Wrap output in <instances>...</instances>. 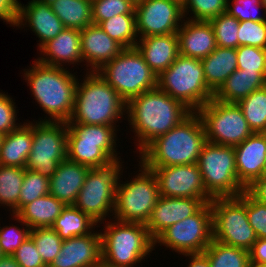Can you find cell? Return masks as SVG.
Returning <instances> with one entry per match:
<instances>
[{"instance_id": "cell-50", "label": "cell", "mask_w": 266, "mask_h": 267, "mask_svg": "<svg viewBox=\"0 0 266 267\" xmlns=\"http://www.w3.org/2000/svg\"><path fill=\"white\" fill-rule=\"evenodd\" d=\"M250 262L266 265V238H257L249 250Z\"/></svg>"}, {"instance_id": "cell-37", "label": "cell", "mask_w": 266, "mask_h": 267, "mask_svg": "<svg viewBox=\"0 0 266 267\" xmlns=\"http://www.w3.org/2000/svg\"><path fill=\"white\" fill-rule=\"evenodd\" d=\"M30 237L36 244L44 264L48 267L61 250L63 239L51 227L33 228Z\"/></svg>"}, {"instance_id": "cell-51", "label": "cell", "mask_w": 266, "mask_h": 267, "mask_svg": "<svg viewBox=\"0 0 266 267\" xmlns=\"http://www.w3.org/2000/svg\"><path fill=\"white\" fill-rule=\"evenodd\" d=\"M255 199L266 204V174L246 189Z\"/></svg>"}, {"instance_id": "cell-10", "label": "cell", "mask_w": 266, "mask_h": 267, "mask_svg": "<svg viewBox=\"0 0 266 267\" xmlns=\"http://www.w3.org/2000/svg\"><path fill=\"white\" fill-rule=\"evenodd\" d=\"M138 167L139 173L133 176L132 180L127 183L120 180L111 220L143 224L149 220L153 207L160 197L158 183L151 170L140 162Z\"/></svg>"}, {"instance_id": "cell-26", "label": "cell", "mask_w": 266, "mask_h": 267, "mask_svg": "<svg viewBox=\"0 0 266 267\" xmlns=\"http://www.w3.org/2000/svg\"><path fill=\"white\" fill-rule=\"evenodd\" d=\"M136 48L150 69L158 76L179 55L178 36L177 33H173L142 37L137 41Z\"/></svg>"}, {"instance_id": "cell-16", "label": "cell", "mask_w": 266, "mask_h": 267, "mask_svg": "<svg viewBox=\"0 0 266 267\" xmlns=\"http://www.w3.org/2000/svg\"><path fill=\"white\" fill-rule=\"evenodd\" d=\"M135 14L138 38L177 33L184 21L179 0H142L135 5Z\"/></svg>"}, {"instance_id": "cell-4", "label": "cell", "mask_w": 266, "mask_h": 267, "mask_svg": "<svg viewBox=\"0 0 266 267\" xmlns=\"http://www.w3.org/2000/svg\"><path fill=\"white\" fill-rule=\"evenodd\" d=\"M78 81L74 109L68 122L116 126L126 115V102L96 71Z\"/></svg>"}, {"instance_id": "cell-36", "label": "cell", "mask_w": 266, "mask_h": 267, "mask_svg": "<svg viewBox=\"0 0 266 267\" xmlns=\"http://www.w3.org/2000/svg\"><path fill=\"white\" fill-rule=\"evenodd\" d=\"M237 104L252 131L266 133V86L253 91Z\"/></svg>"}, {"instance_id": "cell-43", "label": "cell", "mask_w": 266, "mask_h": 267, "mask_svg": "<svg viewBox=\"0 0 266 267\" xmlns=\"http://www.w3.org/2000/svg\"><path fill=\"white\" fill-rule=\"evenodd\" d=\"M227 0L226 13L241 21H265L266 12L262 0ZM262 9V10H261ZM264 11L260 14V11ZM260 14V15H259Z\"/></svg>"}, {"instance_id": "cell-9", "label": "cell", "mask_w": 266, "mask_h": 267, "mask_svg": "<svg viewBox=\"0 0 266 267\" xmlns=\"http://www.w3.org/2000/svg\"><path fill=\"white\" fill-rule=\"evenodd\" d=\"M127 103L157 87V75L136 47L125 48L96 71Z\"/></svg>"}, {"instance_id": "cell-59", "label": "cell", "mask_w": 266, "mask_h": 267, "mask_svg": "<svg viewBox=\"0 0 266 267\" xmlns=\"http://www.w3.org/2000/svg\"><path fill=\"white\" fill-rule=\"evenodd\" d=\"M262 3H263V5H264L265 12H266V0H262Z\"/></svg>"}, {"instance_id": "cell-15", "label": "cell", "mask_w": 266, "mask_h": 267, "mask_svg": "<svg viewBox=\"0 0 266 267\" xmlns=\"http://www.w3.org/2000/svg\"><path fill=\"white\" fill-rule=\"evenodd\" d=\"M213 240L212 209L205 203L195 214L164 230L155 240L154 246L163 245L184 254L203 253Z\"/></svg>"}, {"instance_id": "cell-52", "label": "cell", "mask_w": 266, "mask_h": 267, "mask_svg": "<svg viewBox=\"0 0 266 267\" xmlns=\"http://www.w3.org/2000/svg\"><path fill=\"white\" fill-rule=\"evenodd\" d=\"M190 259L187 267H210L209 260L204 253L184 254Z\"/></svg>"}, {"instance_id": "cell-2", "label": "cell", "mask_w": 266, "mask_h": 267, "mask_svg": "<svg viewBox=\"0 0 266 267\" xmlns=\"http://www.w3.org/2000/svg\"><path fill=\"white\" fill-rule=\"evenodd\" d=\"M33 62L29 69L24 70L23 77L25 82L27 81V86H30L35 102L37 101L47 114L44 119L38 120L67 123L74 109L78 75L69 71L68 67L49 66L37 59Z\"/></svg>"}, {"instance_id": "cell-6", "label": "cell", "mask_w": 266, "mask_h": 267, "mask_svg": "<svg viewBox=\"0 0 266 267\" xmlns=\"http://www.w3.org/2000/svg\"><path fill=\"white\" fill-rule=\"evenodd\" d=\"M157 87L182 102L192 112H197L214 96V92L205 82L201 59L180 54L158 75Z\"/></svg>"}, {"instance_id": "cell-32", "label": "cell", "mask_w": 266, "mask_h": 267, "mask_svg": "<svg viewBox=\"0 0 266 267\" xmlns=\"http://www.w3.org/2000/svg\"><path fill=\"white\" fill-rule=\"evenodd\" d=\"M98 225L100 224L74 205H66L51 228L65 240L90 234Z\"/></svg>"}, {"instance_id": "cell-1", "label": "cell", "mask_w": 266, "mask_h": 267, "mask_svg": "<svg viewBox=\"0 0 266 267\" xmlns=\"http://www.w3.org/2000/svg\"><path fill=\"white\" fill-rule=\"evenodd\" d=\"M192 111L158 87L126 103L125 118L134 132L139 154L156 138L179 125ZM127 116V117H126ZM133 129V130H132Z\"/></svg>"}, {"instance_id": "cell-60", "label": "cell", "mask_w": 266, "mask_h": 267, "mask_svg": "<svg viewBox=\"0 0 266 267\" xmlns=\"http://www.w3.org/2000/svg\"><path fill=\"white\" fill-rule=\"evenodd\" d=\"M3 256V253H2V251H1V249H0V258Z\"/></svg>"}, {"instance_id": "cell-45", "label": "cell", "mask_w": 266, "mask_h": 267, "mask_svg": "<svg viewBox=\"0 0 266 267\" xmlns=\"http://www.w3.org/2000/svg\"><path fill=\"white\" fill-rule=\"evenodd\" d=\"M236 53L238 69L266 72V49L244 45L237 47Z\"/></svg>"}, {"instance_id": "cell-42", "label": "cell", "mask_w": 266, "mask_h": 267, "mask_svg": "<svg viewBox=\"0 0 266 267\" xmlns=\"http://www.w3.org/2000/svg\"><path fill=\"white\" fill-rule=\"evenodd\" d=\"M119 14H135V4L130 0H92L93 24L100 25Z\"/></svg>"}, {"instance_id": "cell-7", "label": "cell", "mask_w": 266, "mask_h": 267, "mask_svg": "<svg viewBox=\"0 0 266 267\" xmlns=\"http://www.w3.org/2000/svg\"><path fill=\"white\" fill-rule=\"evenodd\" d=\"M120 161L121 157L91 168L74 204L97 223L104 224L107 216H113L116 190L124 169Z\"/></svg>"}, {"instance_id": "cell-58", "label": "cell", "mask_w": 266, "mask_h": 267, "mask_svg": "<svg viewBox=\"0 0 266 267\" xmlns=\"http://www.w3.org/2000/svg\"><path fill=\"white\" fill-rule=\"evenodd\" d=\"M264 161H265V165H264V174H266V156H265Z\"/></svg>"}, {"instance_id": "cell-33", "label": "cell", "mask_w": 266, "mask_h": 267, "mask_svg": "<svg viewBox=\"0 0 266 267\" xmlns=\"http://www.w3.org/2000/svg\"><path fill=\"white\" fill-rule=\"evenodd\" d=\"M25 168L0 165V206L18 213V200L24 180Z\"/></svg>"}, {"instance_id": "cell-57", "label": "cell", "mask_w": 266, "mask_h": 267, "mask_svg": "<svg viewBox=\"0 0 266 267\" xmlns=\"http://www.w3.org/2000/svg\"><path fill=\"white\" fill-rule=\"evenodd\" d=\"M3 136L4 135L2 133H0V147H1V142H2Z\"/></svg>"}, {"instance_id": "cell-53", "label": "cell", "mask_w": 266, "mask_h": 267, "mask_svg": "<svg viewBox=\"0 0 266 267\" xmlns=\"http://www.w3.org/2000/svg\"><path fill=\"white\" fill-rule=\"evenodd\" d=\"M0 267H20L13 256L3 255L0 258Z\"/></svg>"}, {"instance_id": "cell-49", "label": "cell", "mask_w": 266, "mask_h": 267, "mask_svg": "<svg viewBox=\"0 0 266 267\" xmlns=\"http://www.w3.org/2000/svg\"><path fill=\"white\" fill-rule=\"evenodd\" d=\"M18 0H0V19L12 27H16L19 17Z\"/></svg>"}, {"instance_id": "cell-55", "label": "cell", "mask_w": 266, "mask_h": 267, "mask_svg": "<svg viewBox=\"0 0 266 267\" xmlns=\"http://www.w3.org/2000/svg\"><path fill=\"white\" fill-rule=\"evenodd\" d=\"M248 267H266V265L265 264L254 263V262H249Z\"/></svg>"}, {"instance_id": "cell-13", "label": "cell", "mask_w": 266, "mask_h": 267, "mask_svg": "<svg viewBox=\"0 0 266 267\" xmlns=\"http://www.w3.org/2000/svg\"><path fill=\"white\" fill-rule=\"evenodd\" d=\"M196 113L202 120L206 142L236 146L254 133L237 103L213 98Z\"/></svg>"}, {"instance_id": "cell-5", "label": "cell", "mask_w": 266, "mask_h": 267, "mask_svg": "<svg viewBox=\"0 0 266 267\" xmlns=\"http://www.w3.org/2000/svg\"><path fill=\"white\" fill-rule=\"evenodd\" d=\"M114 221V222H113ZM101 234L102 261L114 267H134L155 248L143 223L110 220Z\"/></svg>"}, {"instance_id": "cell-47", "label": "cell", "mask_w": 266, "mask_h": 267, "mask_svg": "<svg viewBox=\"0 0 266 267\" xmlns=\"http://www.w3.org/2000/svg\"><path fill=\"white\" fill-rule=\"evenodd\" d=\"M15 104L10 95H6L3 91L0 92V133L3 135L10 133L21 125V123H16L18 110H16Z\"/></svg>"}, {"instance_id": "cell-12", "label": "cell", "mask_w": 266, "mask_h": 267, "mask_svg": "<svg viewBox=\"0 0 266 267\" xmlns=\"http://www.w3.org/2000/svg\"><path fill=\"white\" fill-rule=\"evenodd\" d=\"M197 164L212 198L239 196L246 190L238 180L234 146L206 142Z\"/></svg>"}, {"instance_id": "cell-17", "label": "cell", "mask_w": 266, "mask_h": 267, "mask_svg": "<svg viewBox=\"0 0 266 267\" xmlns=\"http://www.w3.org/2000/svg\"><path fill=\"white\" fill-rule=\"evenodd\" d=\"M156 177L159 195L203 199L206 203L213 199L207 192L197 163L168 167H146Z\"/></svg>"}, {"instance_id": "cell-8", "label": "cell", "mask_w": 266, "mask_h": 267, "mask_svg": "<svg viewBox=\"0 0 266 267\" xmlns=\"http://www.w3.org/2000/svg\"><path fill=\"white\" fill-rule=\"evenodd\" d=\"M67 159L94 168L119 158L117 128L67 122Z\"/></svg>"}, {"instance_id": "cell-22", "label": "cell", "mask_w": 266, "mask_h": 267, "mask_svg": "<svg viewBox=\"0 0 266 267\" xmlns=\"http://www.w3.org/2000/svg\"><path fill=\"white\" fill-rule=\"evenodd\" d=\"M80 36L83 63L87 64L86 72L98 71L105 63L111 61L125 49L96 24L80 30Z\"/></svg>"}, {"instance_id": "cell-34", "label": "cell", "mask_w": 266, "mask_h": 267, "mask_svg": "<svg viewBox=\"0 0 266 267\" xmlns=\"http://www.w3.org/2000/svg\"><path fill=\"white\" fill-rule=\"evenodd\" d=\"M203 253L207 256L210 267H248L250 262L248 250L214 239Z\"/></svg>"}, {"instance_id": "cell-35", "label": "cell", "mask_w": 266, "mask_h": 267, "mask_svg": "<svg viewBox=\"0 0 266 267\" xmlns=\"http://www.w3.org/2000/svg\"><path fill=\"white\" fill-rule=\"evenodd\" d=\"M99 26L124 48L136 47L139 40L136 32V14H119L103 21Z\"/></svg>"}, {"instance_id": "cell-18", "label": "cell", "mask_w": 266, "mask_h": 267, "mask_svg": "<svg viewBox=\"0 0 266 267\" xmlns=\"http://www.w3.org/2000/svg\"><path fill=\"white\" fill-rule=\"evenodd\" d=\"M206 202L197 198L160 196L145 224L153 240L164 230L195 214Z\"/></svg>"}, {"instance_id": "cell-40", "label": "cell", "mask_w": 266, "mask_h": 267, "mask_svg": "<svg viewBox=\"0 0 266 267\" xmlns=\"http://www.w3.org/2000/svg\"><path fill=\"white\" fill-rule=\"evenodd\" d=\"M227 0H185L183 3L184 18L194 21H209L226 13ZM193 16L186 17L188 13ZM193 17V18H192Z\"/></svg>"}, {"instance_id": "cell-54", "label": "cell", "mask_w": 266, "mask_h": 267, "mask_svg": "<svg viewBox=\"0 0 266 267\" xmlns=\"http://www.w3.org/2000/svg\"><path fill=\"white\" fill-rule=\"evenodd\" d=\"M90 267H114V266L108 265L104 261L101 260L99 263L95 264L94 266H90Z\"/></svg>"}, {"instance_id": "cell-48", "label": "cell", "mask_w": 266, "mask_h": 267, "mask_svg": "<svg viewBox=\"0 0 266 267\" xmlns=\"http://www.w3.org/2000/svg\"><path fill=\"white\" fill-rule=\"evenodd\" d=\"M20 267H47L29 236L12 255Z\"/></svg>"}, {"instance_id": "cell-29", "label": "cell", "mask_w": 266, "mask_h": 267, "mask_svg": "<svg viewBox=\"0 0 266 267\" xmlns=\"http://www.w3.org/2000/svg\"><path fill=\"white\" fill-rule=\"evenodd\" d=\"M204 70L205 82L215 93L225 80L236 70V48L219 47L207 57L201 59Z\"/></svg>"}, {"instance_id": "cell-56", "label": "cell", "mask_w": 266, "mask_h": 267, "mask_svg": "<svg viewBox=\"0 0 266 267\" xmlns=\"http://www.w3.org/2000/svg\"><path fill=\"white\" fill-rule=\"evenodd\" d=\"M130 1L136 5V4H138L142 0H130Z\"/></svg>"}, {"instance_id": "cell-25", "label": "cell", "mask_w": 266, "mask_h": 267, "mask_svg": "<svg viewBox=\"0 0 266 267\" xmlns=\"http://www.w3.org/2000/svg\"><path fill=\"white\" fill-rule=\"evenodd\" d=\"M90 169L65 159L49 178V194L65 205H74Z\"/></svg>"}, {"instance_id": "cell-23", "label": "cell", "mask_w": 266, "mask_h": 267, "mask_svg": "<svg viewBox=\"0 0 266 267\" xmlns=\"http://www.w3.org/2000/svg\"><path fill=\"white\" fill-rule=\"evenodd\" d=\"M39 52L41 57L37 60L49 66L64 68L66 64L79 65L83 62L80 30L65 28L54 39L45 43Z\"/></svg>"}, {"instance_id": "cell-19", "label": "cell", "mask_w": 266, "mask_h": 267, "mask_svg": "<svg viewBox=\"0 0 266 267\" xmlns=\"http://www.w3.org/2000/svg\"><path fill=\"white\" fill-rule=\"evenodd\" d=\"M19 6V17L16 27H30L38 37V50L49 40L54 39L65 29L62 21L52 11L47 0H30ZM28 23V24H27ZM24 26V27H22Z\"/></svg>"}, {"instance_id": "cell-38", "label": "cell", "mask_w": 266, "mask_h": 267, "mask_svg": "<svg viewBox=\"0 0 266 267\" xmlns=\"http://www.w3.org/2000/svg\"><path fill=\"white\" fill-rule=\"evenodd\" d=\"M49 194V178L25 169L24 180L18 200V212L28 203Z\"/></svg>"}, {"instance_id": "cell-30", "label": "cell", "mask_w": 266, "mask_h": 267, "mask_svg": "<svg viewBox=\"0 0 266 267\" xmlns=\"http://www.w3.org/2000/svg\"><path fill=\"white\" fill-rule=\"evenodd\" d=\"M66 205L47 194L26 204L16 215L30 228L51 227Z\"/></svg>"}, {"instance_id": "cell-41", "label": "cell", "mask_w": 266, "mask_h": 267, "mask_svg": "<svg viewBox=\"0 0 266 267\" xmlns=\"http://www.w3.org/2000/svg\"><path fill=\"white\" fill-rule=\"evenodd\" d=\"M14 221L21 224L1 227L0 224V249L3 255L12 256L19 246L30 236V228L16 214H11ZM25 226V227H22Z\"/></svg>"}, {"instance_id": "cell-3", "label": "cell", "mask_w": 266, "mask_h": 267, "mask_svg": "<svg viewBox=\"0 0 266 267\" xmlns=\"http://www.w3.org/2000/svg\"><path fill=\"white\" fill-rule=\"evenodd\" d=\"M206 143L205 129L200 116L192 112L179 125L156 138L140 154L145 167H168L198 162Z\"/></svg>"}, {"instance_id": "cell-27", "label": "cell", "mask_w": 266, "mask_h": 267, "mask_svg": "<svg viewBox=\"0 0 266 267\" xmlns=\"http://www.w3.org/2000/svg\"><path fill=\"white\" fill-rule=\"evenodd\" d=\"M264 86H266V72L236 69L214 93L213 98L224 103H238Z\"/></svg>"}, {"instance_id": "cell-20", "label": "cell", "mask_w": 266, "mask_h": 267, "mask_svg": "<svg viewBox=\"0 0 266 267\" xmlns=\"http://www.w3.org/2000/svg\"><path fill=\"white\" fill-rule=\"evenodd\" d=\"M102 260L101 234L75 236L63 240L61 250L48 267H90Z\"/></svg>"}, {"instance_id": "cell-46", "label": "cell", "mask_w": 266, "mask_h": 267, "mask_svg": "<svg viewBox=\"0 0 266 267\" xmlns=\"http://www.w3.org/2000/svg\"><path fill=\"white\" fill-rule=\"evenodd\" d=\"M247 217L257 238H266V204L255 199L246 190Z\"/></svg>"}, {"instance_id": "cell-31", "label": "cell", "mask_w": 266, "mask_h": 267, "mask_svg": "<svg viewBox=\"0 0 266 267\" xmlns=\"http://www.w3.org/2000/svg\"><path fill=\"white\" fill-rule=\"evenodd\" d=\"M65 28L82 30L93 24L92 0H47Z\"/></svg>"}, {"instance_id": "cell-24", "label": "cell", "mask_w": 266, "mask_h": 267, "mask_svg": "<svg viewBox=\"0 0 266 267\" xmlns=\"http://www.w3.org/2000/svg\"><path fill=\"white\" fill-rule=\"evenodd\" d=\"M179 54L202 59L217 48L216 38L209 21L184 19L177 31Z\"/></svg>"}, {"instance_id": "cell-21", "label": "cell", "mask_w": 266, "mask_h": 267, "mask_svg": "<svg viewBox=\"0 0 266 267\" xmlns=\"http://www.w3.org/2000/svg\"><path fill=\"white\" fill-rule=\"evenodd\" d=\"M238 180L247 189L264 175L266 133H253L234 146Z\"/></svg>"}, {"instance_id": "cell-14", "label": "cell", "mask_w": 266, "mask_h": 267, "mask_svg": "<svg viewBox=\"0 0 266 267\" xmlns=\"http://www.w3.org/2000/svg\"><path fill=\"white\" fill-rule=\"evenodd\" d=\"M67 132L66 122H32L33 144L25 169L51 178L67 159Z\"/></svg>"}, {"instance_id": "cell-44", "label": "cell", "mask_w": 266, "mask_h": 267, "mask_svg": "<svg viewBox=\"0 0 266 267\" xmlns=\"http://www.w3.org/2000/svg\"><path fill=\"white\" fill-rule=\"evenodd\" d=\"M237 35L238 47L248 45L266 49V20L239 22Z\"/></svg>"}, {"instance_id": "cell-28", "label": "cell", "mask_w": 266, "mask_h": 267, "mask_svg": "<svg viewBox=\"0 0 266 267\" xmlns=\"http://www.w3.org/2000/svg\"><path fill=\"white\" fill-rule=\"evenodd\" d=\"M32 144V122H24L17 129L3 136L0 165L25 168Z\"/></svg>"}, {"instance_id": "cell-39", "label": "cell", "mask_w": 266, "mask_h": 267, "mask_svg": "<svg viewBox=\"0 0 266 267\" xmlns=\"http://www.w3.org/2000/svg\"><path fill=\"white\" fill-rule=\"evenodd\" d=\"M209 22L212 25L217 46L224 48L238 47L239 21L235 17L222 13L209 20Z\"/></svg>"}, {"instance_id": "cell-11", "label": "cell", "mask_w": 266, "mask_h": 267, "mask_svg": "<svg viewBox=\"0 0 266 267\" xmlns=\"http://www.w3.org/2000/svg\"><path fill=\"white\" fill-rule=\"evenodd\" d=\"M213 239L226 245L250 250L257 240L246 210V190L239 196L213 198Z\"/></svg>"}]
</instances>
